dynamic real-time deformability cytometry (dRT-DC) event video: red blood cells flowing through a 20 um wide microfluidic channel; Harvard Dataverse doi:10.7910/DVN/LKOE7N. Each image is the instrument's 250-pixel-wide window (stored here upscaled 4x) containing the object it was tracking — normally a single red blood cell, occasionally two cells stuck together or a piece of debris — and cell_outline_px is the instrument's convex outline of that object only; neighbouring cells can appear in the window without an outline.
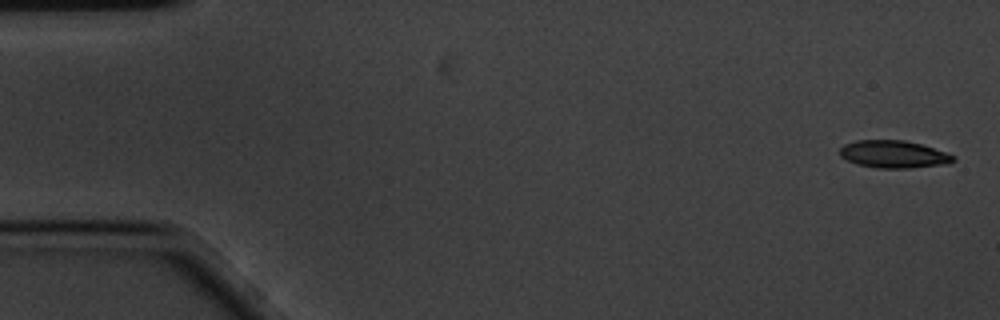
{"species": "common noctule bat (a hibernating species)", "species_latin": "Nyctalus noctula", "temperature_condition": "cold", "stored_images_in_passage": 4, "camera_frame_rate_fps": 3000, "um_per_image_px": 0.085, "animal": {"sex": "male", "body_mass_g": 20.1, "forearm_length_mm": 53.5}, "frame": {"image": 1, "passage_image": 1, "time_ms": 0.0, "image_size_px": [1000, 320], "cell_outline_px": [[956, 160], [948, 164], [908, 168], [876, 168], [856, 164], [840, 156], [840, 148], [844, 144], [856, 140], [904, 140], [920, 144], [948, 152], [956, 156]], "centroid_in_image_um": [75.99, 13.11], "position_along_channel_um": 9.0, "area_um2": 18.32}}
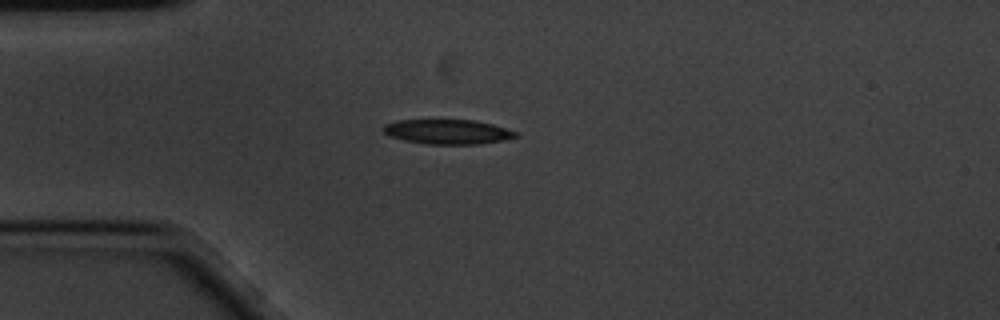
{"frame": {"image": 2, "passage_image": 4, "time_ms": 1.0, "image_size_px": [1000, 320], "cell_outline_px": [[520, 136], [504, 140], [480, 144], [428, 144], [404, 140], [392, 136], [384, 132], [380, 128], [384, 124], [396, 120], [472, 120], [492, 124], [520, 132]], "centroid_in_image_um": [38.08, 11.2], "position_along_channel_um": 46.9, "area_um2": 19.13}}